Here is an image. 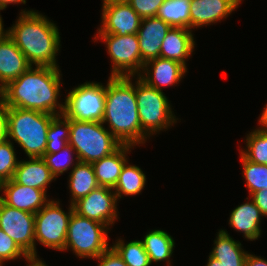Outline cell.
I'll return each mask as SVG.
<instances>
[{
	"mask_svg": "<svg viewBox=\"0 0 267 266\" xmlns=\"http://www.w3.org/2000/svg\"><path fill=\"white\" fill-rule=\"evenodd\" d=\"M117 202L113 188L99 186L76 201L73 207L77 214L102 223L110 229L118 219Z\"/></svg>",
	"mask_w": 267,
	"mask_h": 266,
	"instance_id": "12",
	"label": "cell"
},
{
	"mask_svg": "<svg viewBox=\"0 0 267 266\" xmlns=\"http://www.w3.org/2000/svg\"><path fill=\"white\" fill-rule=\"evenodd\" d=\"M110 229L99 222L90 220L73 211L67 230L64 250H71L79 258H98L110 245Z\"/></svg>",
	"mask_w": 267,
	"mask_h": 266,
	"instance_id": "7",
	"label": "cell"
},
{
	"mask_svg": "<svg viewBox=\"0 0 267 266\" xmlns=\"http://www.w3.org/2000/svg\"><path fill=\"white\" fill-rule=\"evenodd\" d=\"M142 242L151 264L152 262L157 263L165 260L167 266H171L170 257L174 252L175 240L167 231L160 229L149 231Z\"/></svg>",
	"mask_w": 267,
	"mask_h": 266,
	"instance_id": "25",
	"label": "cell"
},
{
	"mask_svg": "<svg viewBox=\"0 0 267 266\" xmlns=\"http://www.w3.org/2000/svg\"><path fill=\"white\" fill-rule=\"evenodd\" d=\"M214 244L210 256L223 266H245L248 252L244 251L240 241H235L226 230H219Z\"/></svg>",
	"mask_w": 267,
	"mask_h": 266,
	"instance_id": "23",
	"label": "cell"
},
{
	"mask_svg": "<svg viewBox=\"0 0 267 266\" xmlns=\"http://www.w3.org/2000/svg\"><path fill=\"white\" fill-rule=\"evenodd\" d=\"M103 3H108V2H127L128 0H102Z\"/></svg>",
	"mask_w": 267,
	"mask_h": 266,
	"instance_id": "45",
	"label": "cell"
},
{
	"mask_svg": "<svg viewBox=\"0 0 267 266\" xmlns=\"http://www.w3.org/2000/svg\"><path fill=\"white\" fill-rule=\"evenodd\" d=\"M259 125L261 129L267 131V104L264 107V110L261 113V116H259Z\"/></svg>",
	"mask_w": 267,
	"mask_h": 266,
	"instance_id": "40",
	"label": "cell"
},
{
	"mask_svg": "<svg viewBox=\"0 0 267 266\" xmlns=\"http://www.w3.org/2000/svg\"><path fill=\"white\" fill-rule=\"evenodd\" d=\"M245 266H267V260L260 256L248 253L245 260Z\"/></svg>",
	"mask_w": 267,
	"mask_h": 266,
	"instance_id": "38",
	"label": "cell"
},
{
	"mask_svg": "<svg viewBox=\"0 0 267 266\" xmlns=\"http://www.w3.org/2000/svg\"><path fill=\"white\" fill-rule=\"evenodd\" d=\"M96 260H99L98 266H128L111 246Z\"/></svg>",
	"mask_w": 267,
	"mask_h": 266,
	"instance_id": "36",
	"label": "cell"
},
{
	"mask_svg": "<svg viewBox=\"0 0 267 266\" xmlns=\"http://www.w3.org/2000/svg\"><path fill=\"white\" fill-rule=\"evenodd\" d=\"M69 172L71 205L99 187L92 163L78 162Z\"/></svg>",
	"mask_w": 267,
	"mask_h": 266,
	"instance_id": "24",
	"label": "cell"
},
{
	"mask_svg": "<svg viewBox=\"0 0 267 266\" xmlns=\"http://www.w3.org/2000/svg\"><path fill=\"white\" fill-rule=\"evenodd\" d=\"M26 4V0H0V10H4L10 4Z\"/></svg>",
	"mask_w": 267,
	"mask_h": 266,
	"instance_id": "41",
	"label": "cell"
},
{
	"mask_svg": "<svg viewBox=\"0 0 267 266\" xmlns=\"http://www.w3.org/2000/svg\"><path fill=\"white\" fill-rule=\"evenodd\" d=\"M69 127L68 144L76 151L79 162L93 163L122 145L102 122L69 119Z\"/></svg>",
	"mask_w": 267,
	"mask_h": 266,
	"instance_id": "5",
	"label": "cell"
},
{
	"mask_svg": "<svg viewBox=\"0 0 267 266\" xmlns=\"http://www.w3.org/2000/svg\"><path fill=\"white\" fill-rule=\"evenodd\" d=\"M102 39L106 43L108 55L112 61V77H128L141 74L144 63L141 60L137 34L117 35L97 33L94 40Z\"/></svg>",
	"mask_w": 267,
	"mask_h": 266,
	"instance_id": "10",
	"label": "cell"
},
{
	"mask_svg": "<svg viewBox=\"0 0 267 266\" xmlns=\"http://www.w3.org/2000/svg\"><path fill=\"white\" fill-rule=\"evenodd\" d=\"M250 197L254 200L256 206L260 209L263 216L266 217L267 216V190L263 189V190L254 192Z\"/></svg>",
	"mask_w": 267,
	"mask_h": 266,
	"instance_id": "37",
	"label": "cell"
},
{
	"mask_svg": "<svg viewBox=\"0 0 267 266\" xmlns=\"http://www.w3.org/2000/svg\"><path fill=\"white\" fill-rule=\"evenodd\" d=\"M156 17L171 27L190 29V0H165Z\"/></svg>",
	"mask_w": 267,
	"mask_h": 266,
	"instance_id": "27",
	"label": "cell"
},
{
	"mask_svg": "<svg viewBox=\"0 0 267 266\" xmlns=\"http://www.w3.org/2000/svg\"><path fill=\"white\" fill-rule=\"evenodd\" d=\"M128 162L123 166L119 179L113 188L117 200L122 196H133L141 193L146 184V175L141 168Z\"/></svg>",
	"mask_w": 267,
	"mask_h": 266,
	"instance_id": "26",
	"label": "cell"
},
{
	"mask_svg": "<svg viewBox=\"0 0 267 266\" xmlns=\"http://www.w3.org/2000/svg\"><path fill=\"white\" fill-rule=\"evenodd\" d=\"M135 79V95L142 130L152 137L151 135L167 130L177 123L178 118L164 92L147 85L138 76Z\"/></svg>",
	"mask_w": 267,
	"mask_h": 266,
	"instance_id": "6",
	"label": "cell"
},
{
	"mask_svg": "<svg viewBox=\"0 0 267 266\" xmlns=\"http://www.w3.org/2000/svg\"><path fill=\"white\" fill-rule=\"evenodd\" d=\"M132 78L109 76L102 123L122 145L136 146L149 136L141 128Z\"/></svg>",
	"mask_w": 267,
	"mask_h": 266,
	"instance_id": "2",
	"label": "cell"
},
{
	"mask_svg": "<svg viewBox=\"0 0 267 266\" xmlns=\"http://www.w3.org/2000/svg\"><path fill=\"white\" fill-rule=\"evenodd\" d=\"M19 160L16 157L14 143L7 138L0 141V181L13 179Z\"/></svg>",
	"mask_w": 267,
	"mask_h": 266,
	"instance_id": "33",
	"label": "cell"
},
{
	"mask_svg": "<svg viewBox=\"0 0 267 266\" xmlns=\"http://www.w3.org/2000/svg\"><path fill=\"white\" fill-rule=\"evenodd\" d=\"M186 72L187 69L181 63L158 57L144 63L138 77L147 85L163 91L162 88L166 86L177 85Z\"/></svg>",
	"mask_w": 267,
	"mask_h": 266,
	"instance_id": "14",
	"label": "cell"
},
{
	"mask_svg": "<svg viewBox=\"0 0 267 266\" xmlns=\"http://www.w3.org/2000/svg\"><path fill=\"white\" fill-rule=\"evenodd\" d=\"M242 0H190V30L225 19Z\"/></svg>",
	"mask_w": 267,
	"mask_h": 266,
	"instance_id": "16",
	"label": "cell"
},
{
	"mask_svg": "<svg viewBox=\"0 0 267 266\" xmlns=\"http://www.w3.org/2000/svg\"><path fill=\"white\" fill-rule=\"evenodd\" d=\"M170 29L171 26L158 17L141 20L137 36L143 63L160 57L162 41Z\"/></svg>",
	"mask_w": 267,
	"mask_h": 266,
	"instance_id": "17",
	"label": "cell"
},
{
	"mask_svg": "<svg viewBox=\"0 0 267 266\" xmlns=\"http://www.w3.org/2000/svg\"><path fill=\"white\" fill-rule=\"evenodd\" d=\"M2 17L0 15V42L3 40V38L7 35V30L4 29ZM5 30V31H4Z\"/></svg>",
	"mask_w": 267,
	"mask_h": 266,
	"instance_id": "44",
	"label": "cell"
},
{
	"mask_svg": "<svg viewBox=\"0 0 267 266\" xmlns=\"http://www.w3.org/2000/svg\"><path fill=\"white\" fill-rule=\"evenodd\" d=\"M206 266H223L221 262H219L217 259H214L209 255L208 262Z\"/></svg>",
	"mask_w": 267,
	"mask_h": 266,
	"instance_id": "43",
	"label": "cell"
},
{
	"mask_svg": "<svg viewBox=\"0 0 267 266\" xmlns=\"http://www.w3.org/2000/svg\"><path fill=\"white\" fill-rule=\"evenodd\" d=\"M0 200L13 208L36 214L49 201L43 190L16 183L13 179L2 182Z\"/></svg>",
	"mask_w": 267,
	"mask_h": 266,
	"instance_id": "15",
	"label": "cell"
},
{
	"mask_svg": "<svg viewBox=\"0 0 267 266\" xmlns=\"http://www.w3.org/2000/svg\"><path fill=\"white\" fill-rule=\"evenodd\" d=\"M3 108L7 119V139L18 143L29 158L43 157L48 128L56 115L14 107Z\"/></svg>",
	"mask_w": 267,
	"mask_h": 266,
	"instance_id": "4",
	"label": "cell"
},
{
	"mask_svg": "<svg viewBox=\"0 0 267 266\" xmlns=\"http://www.w3.org/2000/svg\"><path fill=\"white\" fill-rule=\"evenodd\" d=\"M27 266H48L44 261H42L40 258L37 259H30L28 261Z\"/></svg>",
	"mask_w": 267,
	"mask_h": 266,
	"instance_id": "42",
	"label": "cell"
},
{
	"mask_svg": "<svg viewBox=\"0 0 267 266\" xmlns=\"http://www.w3.org/2000/svg\"><path fill=\"white\" fill-rule=\"evenodd\" d=\"M134 146L121 145L112 154L92 163L99 186L114 188ZM130 150V151H129ZM127 157V158H126Z\"/></svg>",
	"mask_w": 267,
	"mask_h": 266,
	"instance_id": "22",
	"label": "cell"
},
{
	"mask_svg": "<svg viewBox=\"0 0 267 266\" xmlns=\"http://www.w3.org/2000/svg\"><path fill=\"white\" fill-rule=\"evenodd\" d=\"M165 0H128L127 3L142 18L156 17Z\"/></svg>",
	"mask_w": 267,
	"mask_h": 266,
	"instance_id": "35",
	"label": "cell"
},
{
	"mask_svg": "<svg viewBox=\"0 0 267 266\" xmlns=\"http://www.w3.org/2000/svg\"><path fill=\"white\" fill-rule=\"evenodd\" d=\"M1 189H2V182L0 181V192L2 191ZM0 197H1V195H0Z\"/></svg>",
	"mask_w": 267,
	"mask_h": 266,
	"instance_id": "46",
	"label": "cell"
},
{
	"mask_svg": "<svg viewBox=\"0 0 267 266\" xmlns=\"http://www.w3.org/2000/svg\"><path fill=\"white\" fill-rule=\"evenodd\" d=\"M128 266H150L151 261L144 249L142 240H133L125 244L118 239L111 246Z\"/></svg>",
	"mask_w": 267,
	"mask_h": 266,
	"instance_id": "29",
	"label": "cell"
},
{
	"mask_svg": "<svg viewBox=\"0 0 267 266\" xmlns=\"http://www.w3.org/2000/svg\"><path fill=\"white\" fill-rule=\"evenodd\" d=\"M0 229L35 259V214L10 207L0 200Z\"/></svg>",
	"mask_w": 267,
	"mask_h": 266,
	"instance_id": "11",
	"label": "cell"
},
{
	"mask_svg": "<svg viewBox=\"0 0 267 266\" xmlns=\"http://www.w3.org/2000/svg\"><path fill=\"white\" fill-rule=\"evenodd\" d=\"M74 211L69 205L68 212L60 207V202L50 200L35 214V259H37L36 242L45 247L63 251L67 237L70 217Z\"/></svg>",
	"mask_w": 267,
	"mask_h": 266,
	"instance_id": "8",
	"label": "cell"
},
{
	"mask_svg": "<svg viewBox=\"0 0 267 266\" xmlns=\"http://www.w3.org/2000/svg\"><path fill=\"white\" fill-rule=\"evenodd\" d=\"M24 257L25 261L31 258L10 238L2 229H0V266L5 261H11Z\"/></svg>",
	"mask_w": 267,
	"mask_h": 266,
	"instance_id": "34",
	"label": "cell"
},
{
	"mask_svg": "<svg viewBox=\"0 0 267 266\" xmlns=\"http://www.w3.org/2000/svg\"><path fill=\"white\" fill-rule=\"evenodd\" d=\"M105 100V85L93 81L85 82L70 90L63 102V115L77 121L102 122Z\"/></svg>",
	"mask_w": 267,
	"mask_h": 266,
	"instance_id": "9",
	"label": "cell"
},
{
	"mask_svg": "<svg viewBox=\"0 0 267 266\" xmlns=\"http://www.w3.org/2000/svg\"><path fill=\"white\" fill-rule=\"evenodd\" d=\"M240 159L243 166V178L246 180L245 186L251 196L259 190H267V165L257 164L247 160L241 153Z\"/></svg>",
	"mask_w": 267,
	"mask_h": 266,
	"instance_id": "31",
	"label": "cell"
},
{
	"mask_svg": "<svg viewBox=\"0 0 267 266\" xmlns=\"http://www.w3.org/2000/svg\"><path fill=\"white\" fill-rule=\"evenodd\" d=\"M245 140L246 147L240 153L251 162L267 165V131L256 128L247 134Z\"/></svg>",
	"mask_w": 267,
	"mask_h": 266,
	"instance_id": "30",
	"label": "cell"
},
{
	"mask_svg": "<svg viewBox=\"0 0 267 266\" xmlns=\"http://www.w3.org/2000/svg\"><path fill=\"white\" fill-rule=\"evenodd\" d=\"M31 66L14 41L6 35L0 42V90Z\"/></svg>",
	"mask_w": 267,
	"mask_h": 266,
	"instance_id": "18",
	"label": "cell"
},
{
	"mask_svg": "<svg viewBox=\"0 0 267 266\" xmlns=\"http://www.w3.org/2000/svg\"><path fill=\"white\" fill-rule=\"evenodd\" d=\"M7 138V119L5 109L0 105V141Z\"/></svg>",
	"mask_w": 267,
	"mask_h": 266,
	"instance_id": "39",
	"label": "cell"
},
{
	"mask_svg": "<svg viewBox=\"0 0 267 266\" xmlns=\"http://www.w3.org/2000/svg\"><path fill=\"white\" fill-rule=\"evenodd\" d=\"M69 135V119L63 114L56 115L48 128L45 154L57 153L62 150L68 145Z\"/></svg>",
	"mask_w": 267,
	"mask_h": 266,
	"instance_id": "28",
	"label": "cell"
},
{
	"mask_svg": "<svg viewBox=\"0 0 267 266\" xmlns=\"http://www.w3.org/2000/svg\"><path fill=\"white\" fill-rule=\"evenodd\" d=\"M102 21L97 33L137 34L142 18L127 2L102 3Z\"/></svg>",
	"mask_w": 267,
	"mask_h": 266,
	"instance_id": "13",
	"label": "cell"
},
{
	"mask_svg": "<svg viewBox=\"0 0 267 266\" xmlns=\"http://www.w3.org/2000/svg\"><path fill=\"white\" fill-rule=\"evenodd\" d=\"M19 15L7 35L32 66L59 68L56 56L61 37L56 24L36 10H21Z\"/></svg>",
	"mask_w": 267,
	"mask_h": 266,
	"instance_id": "3",
	"label": "cell"
},
{
	"mask_svg": "<svg viewBox=\"0 0 267 266\" xmlns=\"http://www.w3.org/2000/svg\"><path fill=\"white\" fill-rule=\"evenodd\" d=\"M192 32L182 27H171L162 41L160 57L179 62L187 69L186 61L196 45Z\"/></svg>",
	"mask_w": 267,
	"mask_h": 266,
	"instance_id": "19",
	"label": "cell"
},
{
	"mask_svg": "<svg viewBox=\"0 0 267 266\" xmlns=\"http://www.w3.org/2000/svg\"><path fill=\"white\" fill-rule=\"evenodd\" d=\"M42 158L56 178L67 172L70 167L73 169L79 162L76 151L69 144L57 153L44 154ZM75 160L77 162H74Z\"/></svg>",
	"mask_w": 267,
	"mask_h": 266,
	"instance_id": "32",
	"label": "cell"
},
{
	"mask_svg": "<svg viewBox=\"0 0 267 266\" xmlns=\"http://www.w3.org/2000/svg\"><path fill=\"white\" fill-rule=\"evenodd\" d=\"M249 202L237 206L230 214L229 224L234 230L243 233L245 239L255 241L261 236L263 214L250 197Z\"/></svg>",
	"mask_w": 267,
	"mask_h": 266,
	"instance_id": "21",
	"label": "cell"
},
{
	"mask_svg": "<svg viewBox=\"0 0 267 266\" xmlns=\"http://www.w3.org/2000/svg\"><path fill=\"white\" fill-rule=\"evenodd\" d=\"M13 180L18 184L40 189L47 193L48 185L53 180L55 181L56 177L47 167L42 157H32L27 161H19Z\"/></svg>",
	"mask_w": 267,
	"mask_h": 266,
	"instance_id": "20",
	"label": "cell"
},
{
	"mask_svg": "<svg viewBox=\"0 0 267 266\" xmlns=\"http://www.w3.org/2000/svg\"><path fill=\"white\" fill-rule=\"evenodd\" d=\"M61 70L50 66H31L0 90V105L62 115L64 104L58 102Z\"/></svg>",
	"mask_w": 267,
	"mask_h": 266,
	"instance_id": "1",
	"label": "cell"
}]
</instances>
